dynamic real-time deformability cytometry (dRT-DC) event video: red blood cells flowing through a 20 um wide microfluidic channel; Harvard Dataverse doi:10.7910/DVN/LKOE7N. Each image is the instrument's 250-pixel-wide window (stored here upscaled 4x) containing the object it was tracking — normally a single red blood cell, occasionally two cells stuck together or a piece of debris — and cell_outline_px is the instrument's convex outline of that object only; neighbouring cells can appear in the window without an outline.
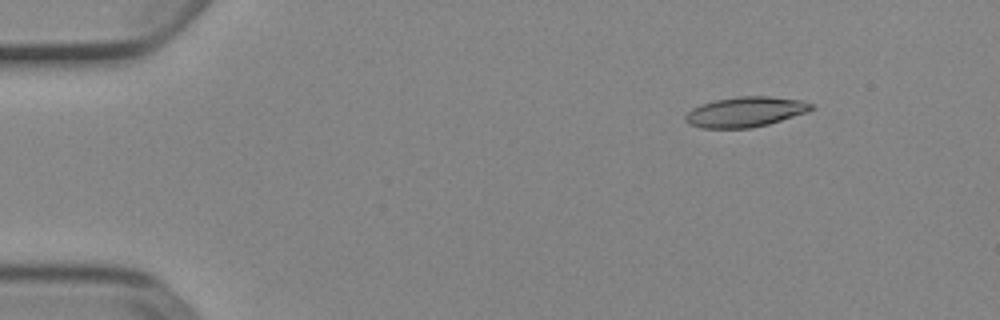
{"species": "Egyptian fruit bat (a non-hibernating species)", "species_latin": "Rousettus aegyptiacus", "temperature_condition": "cold", "stored_images_in_passage": 5, "camera_frame_rate_fps": 3000, "um_per_image_px": 0.085, "animal": {"sex": "female"}, "frame": {"image": 1, "passage_image": 2, "time_ms": 0.333, "image_size_px": [1000, 320], "cell_outline_px": [[816, 108], [808, 112], [768, 124], [752, 128], [700, 128], [688, 124], [684, 120], [684, 116], [692, 108], [716, 100], [740, 96], [768, 96], [800, 100], [812, 104]], "centroid_in_image_um": [63.36, 9.52], "position_along_channel_um": 21.6, "area_um2": 22.08}}
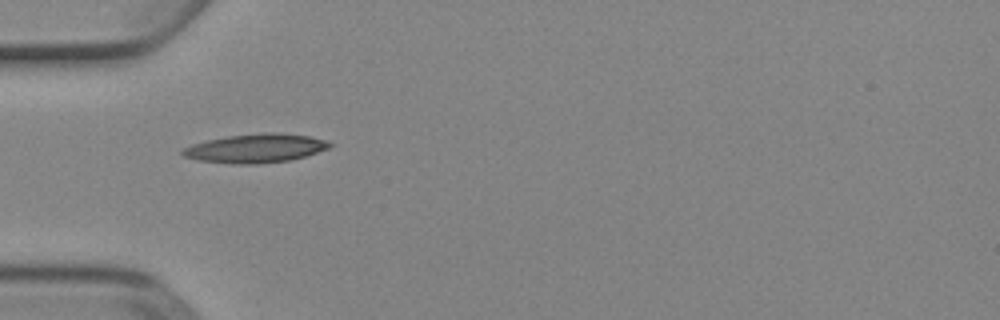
{"frame": {"image": 2, "passage_image": 5, "time_ms": 1.333, "image_size_px": [1000, 320], "cell_outline_px": [[332, 144], [328, 148], [304, 156], [288, 160], [256, 164], [232, 164], [200, 160], [184, 156], [180, 152], [184, 148], [192, 144], [208, 140], [228, 136], [264, 132], [280, 132], [308, 136], [324, 140]], "centroid_in_image_um": [21.7, 12.6], "position_along_channel_um": 63.3, "area_um2": 24.39}}